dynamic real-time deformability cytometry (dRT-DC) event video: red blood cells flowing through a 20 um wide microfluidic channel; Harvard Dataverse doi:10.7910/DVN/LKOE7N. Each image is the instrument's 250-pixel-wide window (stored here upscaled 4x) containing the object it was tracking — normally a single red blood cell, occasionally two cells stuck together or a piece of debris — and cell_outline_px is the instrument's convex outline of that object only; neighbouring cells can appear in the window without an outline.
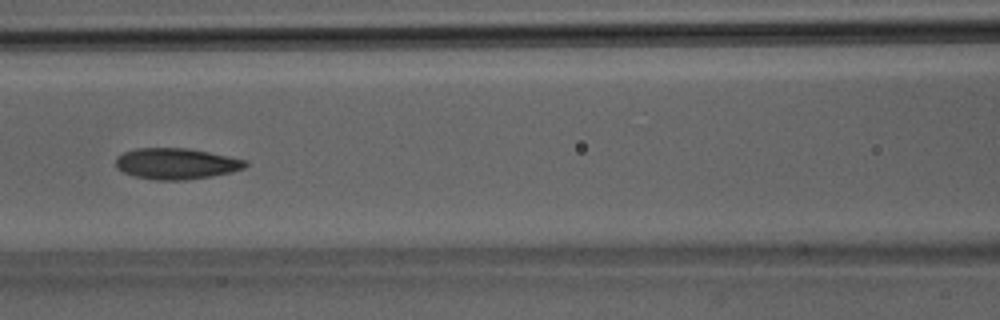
{"species": "Egyptian fruit bat (a non-hibernating species)", "species_latin": "Rousettus aegyptiacus", "temperature_condition": "room temperature", "stored_images_in_passage": 29, "camera_frame_rate_fps": 3000, "um_per_image_px": 0.085, "animal": {"sex": "male"}, "frame": {"image": 1, "passage_image": 9, "time_ms": 2.667, "image_size_px": [1000, 320], "cell_outline_px": [[248, 164], [244, 168], [232, 172], [212, 176], [184, 180], [156, 180], [136, 176], [124, 172], [116, 168], [116, 156], [124, 152], [136, 148], [188, 148], [248, 160]], "centroid_in_image_um": [14.99, 13.91], "position_along_channel_um": 151.6, "area_um2": 23.47}}
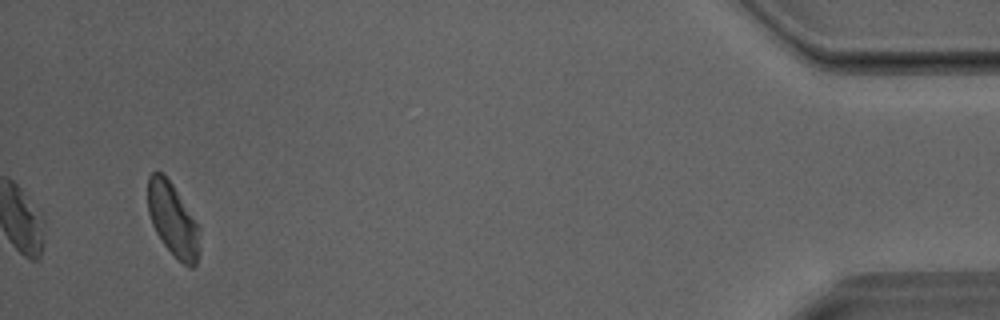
{"frame": {"image": 2, "passage_image": 29, "time_ms": 9.333, "image_size_px": [1000, 320], "cell_outline_px": [[200, 252], [196, 264], [192, 268], [188, 268], [164, 244], [156, 232], [152, 224], [148, 212], [148, 176], [152, 172], [164, 172], [200, 224]], "centroid_in_image_um": [14.73, 18.66], "position_along_channel_um": 420.5, "area_um2": 22.48}}